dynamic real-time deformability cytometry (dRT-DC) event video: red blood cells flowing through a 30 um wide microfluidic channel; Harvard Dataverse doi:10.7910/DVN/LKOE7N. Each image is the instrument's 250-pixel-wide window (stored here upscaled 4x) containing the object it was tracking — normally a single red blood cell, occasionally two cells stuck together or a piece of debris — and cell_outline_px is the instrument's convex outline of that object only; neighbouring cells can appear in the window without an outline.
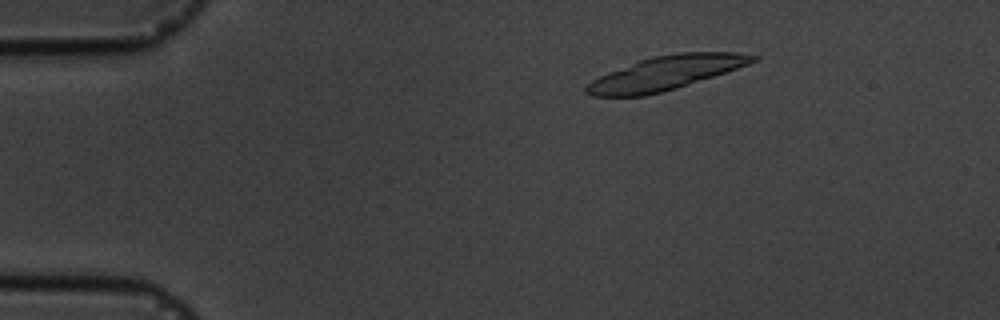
{"species": "common noctule bat (a hibernating species)", "species_latin": "Nyctalus noctula", "temperature_condition": "cold", "stored_images_in_passage": 7, "camera_frame_rate_fps": 3000, "um_per_image_px": 0.085, "animal": {"sex": "male", "body_mass_g": 19.5, "forearm_length_mm": 54.6}, "frame": {"image": 1, "passage_image": 2, "time_ms": 1.333, "image_size_px": [1000, 320], "cell_outline_px": [[760, 56], [756, 60], [748, 64], [676, 88], [644, 96], [592, 96], [584, 92], [584, 88], [592, 80], [600, 76], [640, 60], [652, 56], [680, 52], [736, 52]], "centroid_in_image_um": [56.56, 6.2], "position_along_channel_um": 28.4, "area_um2": 32.19}}
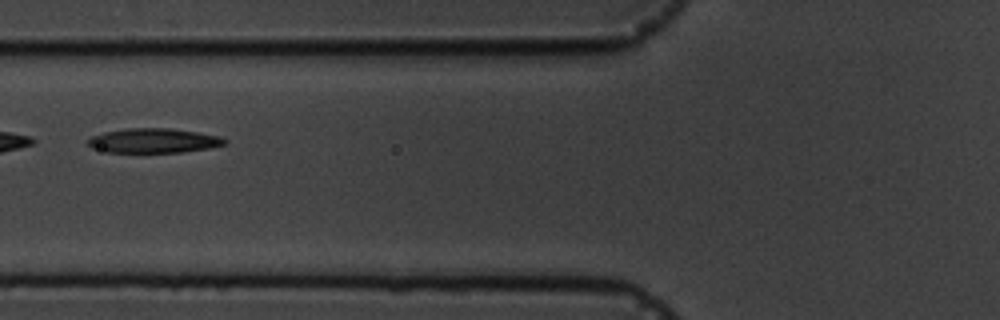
{"frame": {"image": 2, "passage_image": 6, "time_ms": 5.667, "image_size_px": [1000, 320], "cell_outline_px": [[228, 144], [208, 148], [180, 152], [108, 152], [92, 148], [84, 140], [92, 136], [104, 132], [124, 128], [172, 128], [220, 136], [228, 140]], "centroid_in_image_um": [13.05, 11.95], "position_along_channel_um": 112.8, "area_um2": 19.65}}
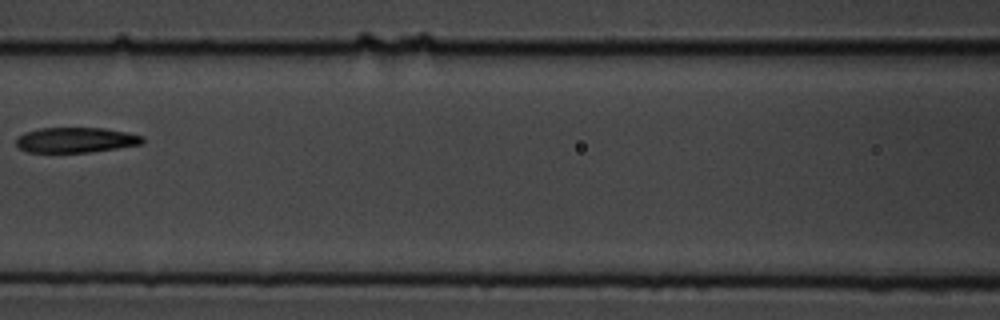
{"frame": {"image": 3, "passage_image": 7, "time_ms": 7.0, "image_size_px": [1000, 320], "cell_outline_px": [[144, 144], [88, 152], [28, 152], [20, 148], [16, 144], [16, 140], [24, 132], [40, 128], [104, 128], [128, 132], [144, 136]], "centroid_in_image_um": [6.48, 11.89], "position_along_channel_um": 160.1, "area_um2": 18.55}}